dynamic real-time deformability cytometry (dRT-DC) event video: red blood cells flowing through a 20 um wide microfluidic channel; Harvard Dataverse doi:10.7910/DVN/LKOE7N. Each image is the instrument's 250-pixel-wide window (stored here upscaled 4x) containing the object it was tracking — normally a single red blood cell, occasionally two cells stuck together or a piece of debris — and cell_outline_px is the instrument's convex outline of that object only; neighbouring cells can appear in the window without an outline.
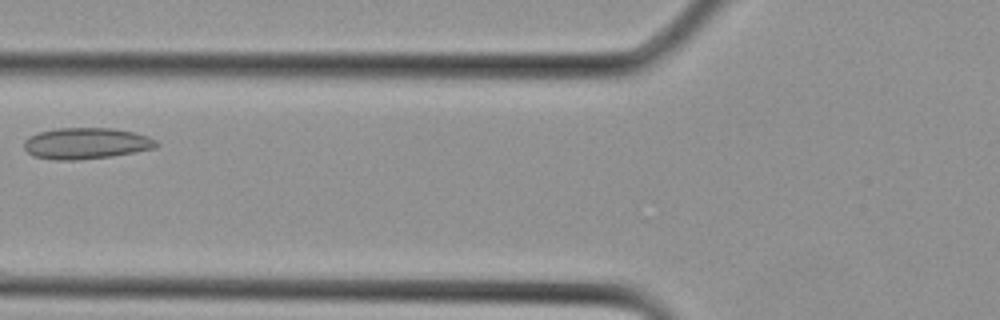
{"species": "Egyptian fruit bat (a non-hibernating species)", "species_latin": "Rousettus aegyptiacus", "temperature_condition": "cold", "stored_images_in_passage": 10, "camera_frame_rate_fps": 3000, "um_per_image_px": 0.085, "animal": {"sex": "female"}, "frame": {"image": 1, "passage_image": 9, "time_ms": 2.667, "image_size_px": [1000, 320], "cell_outline_px": [[160, 144], [156, 148], [136, 152], [112, 156], [80, 160], [52, 160], [32, 156], [24, 148], [24, 140], [28, 136], [40, 132], [56, 128], [112, 128], [132, 132], [148, 136], [156, 140]], "centroid_in_image_um": [7.32, 12.2], "position_along_channel_um": 118.5, "area_um2": 24.33}}